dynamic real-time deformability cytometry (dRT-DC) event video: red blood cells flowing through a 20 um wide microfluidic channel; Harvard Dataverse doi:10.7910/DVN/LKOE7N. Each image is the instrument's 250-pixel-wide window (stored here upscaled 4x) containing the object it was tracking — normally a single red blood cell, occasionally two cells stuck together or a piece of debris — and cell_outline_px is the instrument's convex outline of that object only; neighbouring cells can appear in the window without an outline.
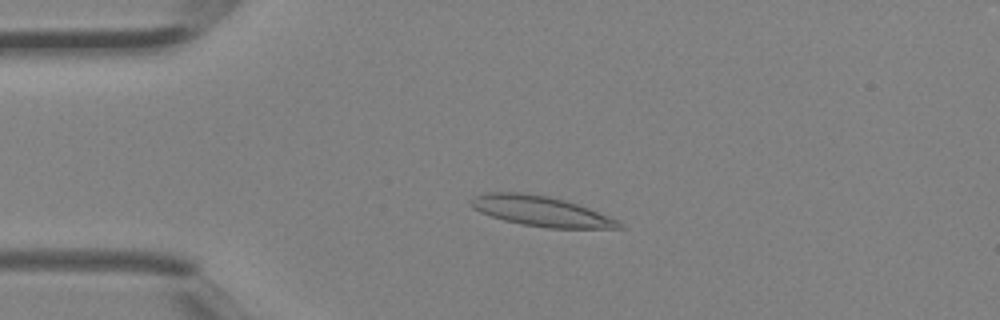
{"species": "Egyptian fruit bat (a non-hibernating species)", "species_latin": "Rousettus aegyptiacus", "temperature_condition": "room temperature", "stored_images_in_passage": 2, "camera_frame_rate_fps": 3000, "um_per_image_px": 0.085, "animal": {"sex": "female"}, "frame": {"image": 1, "passage_image": 2, "time_ms": 0.333, "image_size_px": [1000, 320], "cell_outline_px": [[624, 228], [548, 228], [524, 224], [504, 220], [480, 212], [472, 208], [472, 200], [476, 196], [484, 192], [528, 192], [548, 196], [564, 200], [588, 208], [608, 216], [616, 220]], "centroid_in_image_um": [45.95, 17.93], "position_along_channel_um": 39.1, "area_um2": 25.61}}